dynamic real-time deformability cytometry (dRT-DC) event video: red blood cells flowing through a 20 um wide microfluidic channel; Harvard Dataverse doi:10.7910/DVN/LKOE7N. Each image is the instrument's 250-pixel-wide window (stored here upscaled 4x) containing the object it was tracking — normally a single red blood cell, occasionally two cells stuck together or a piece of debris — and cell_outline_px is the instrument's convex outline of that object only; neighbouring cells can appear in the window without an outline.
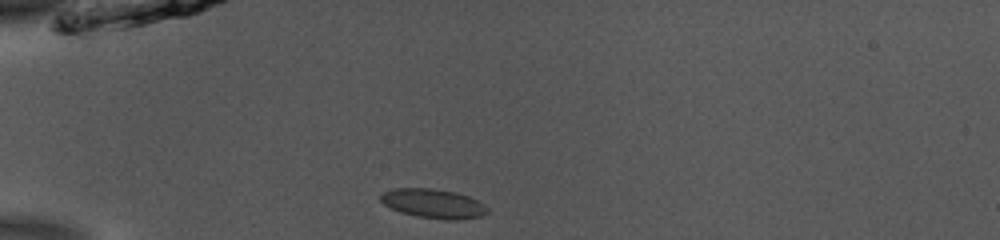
{"species": "common noctule bat (a hibernating species)", "species_latin": "Nyctalus noctula", "temperature_condition": "room temperature", "stored_images_in_passage": 38, "camera_frame_rate_fps": 3000, "um_per_image_px": 0.085, "animal": {"sex": "male", "body_mass_g": 13.0, "forearm_length_mm": 53.1}, "frame": {"image": 1, "passage_image": 1, "time_ms": 0.0, "image_size_px": [1000, 240], "cell_outline_px": [[488, 212], [484, 216], [460, 220], [444, 220], [416, 216], [400, 212], [384, 204], [380, 200], [380, 192], [396, 188], [432, 188], [456, 192], [468, 196], [484, 204], [488, 208]], "centroid_in_image_um": [36.84, 17.31], "position_along_channel_um": 48.2, "area_um2": 18.44}}
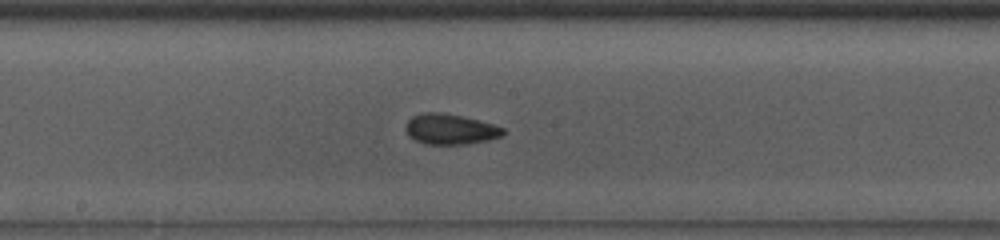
{"frame": {"image": 2, "passage_image": 15, "time_ms": 4.667, "image_size_px": [1000, 240], "cell_outline_px": [[508, 132], [504, 136], [488, 140], [464, 144], [424, 144], [408, 136], [404, 128], [408, 120], [412, 116], [424, 112], [440, 112], [460, 116], [492, 124], [504, 128]], "centroid_in_image_um": [38.27, 10.99], "position_along_channel_um": 209.9, "area_um2": 17.34}}
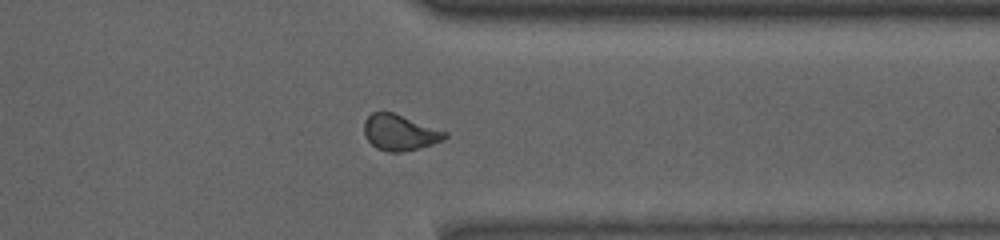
{"frame": {"image": 3, "passage_image": 28, "time_ms": 9.0, "image_size_px": [1000, 240], "cell_outline_px": [[448, 136], [444, 140], [432, 144], [400, 152], [388, 152], [376, 148], [364, 136], [364, 120], [372, 112], [392, 112], [448, 132]], "centroid_in_image_um": [33.97, 11.26], "position_along_channel_um": 377.4, "area_um2": 16.76}, "authors_computed_cell_mechanics": {"area_um2": 17.0799, "velocity_mm_per_s": 3.8901, "shape_relaxation_time_tau1_ms": 6.1155, "shape_relaxation_time_tau2_ms": 2.0268, "deformation_change_tau1": 0.0963, "deformation_change_tau2": 0.0695}}